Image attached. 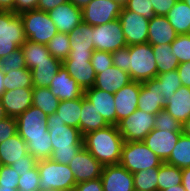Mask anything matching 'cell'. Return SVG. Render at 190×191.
Segmentation results:
<instances>
[{"mask_svg": "<svg viewBox=\"0 0 190 191\" xmlns=\"http://www.w3.org/2000/svg\"><path fill=\"white\" fill-rule=\"evenodd\" d=\"M17 134V122L15 117L0 120V143Z\"/></svg>", "mask_w": 190, "mask_h": 191, "instance_id": "681fc988", "label": "cell"}, {"mask_svg": "<svg viewBox=\"0 0 190 191\" xmlns=\"http://www.w3.org/2000/svg\"><path fill=\"white\" fill-rule=\"evenodd\" d=\"M0 10L15 12V0H0Z\"/></svg>", "mask_w": 190, "mask_h": 191, "instance_id": "94428289", "label": "cell"}, {"mask_svg": "<svg viewBox=\"0 0 190 191\" xmlns=\"http://www.w3.org/2000/svg\"><path fill=\"white\" fill-rule=\"evenodd\" d=\"M100 178L103 191H135L133 174L120 164L104 165Z\"/></svg>", "mask_w": 190, "mask_h": 191, "instance_id": "5bb4252c", "label": "cell"}, {"mask_svg": "<svg viewBox=\"0 0 190 191\" xmlns=\"http://www.w3.org/2000/svg\"><path fill=\"white\" fill-rule=\"evenodd\" d=\"M121 22L127 46L147 43L149 20L125 7L118 17Z\"/></svg>", "mask_w": 190, "mask_h": 191, "instance_id": "8fae6325", "label": "cell"}, {"mask_svg": "<svg viewBox=\"0 0 190 191\" xmlns=\"http://www.w3.org/2000/svg\"><path fill=\"white\" fill-rule=\"evenodd\" d=\"M172 54L176 56L179 63L190 61V35H177L176 39L171 43Z\"/></svg>", "mask_w": 190, "mask_h": 191, "instance_id": "7bdbcfd3", "label": "cell"}, {"mask_svg": "<svg viewBox=\"0 0 190 191\" xmlns=\"http://www.w3.org/2000/svg\"><path fill=\"white\" fill-rule=\"evenodd\" d=\"M69 0H39L37 4V10L49 12L56 8L60 4L68 2Z\"/></svg>", "mask_w": 190, "mask_h": 191, "instance_id": "6f0895ef", "label": "cell"}, {"mask_svg": "<svg viewBox=\"0 0 190 191\" xmlns=\"http://www.w3.org/2000/svg\"><path fill=\"white\" fill-rule=\"evenodd\" d=\"M92 41L95 50L110 53L127 46L119 19L103 25L93 26Z\"/></svg>", "mask_w": 190, "mask_h": 191, "instance_id": "9c48e42d", "label": "cell"}, {"mask_svg": "<svg viewBox=\"0 0 190 191\" xmlns=\"http://www.w3.org/2000/svg\"><path fill=\"white\" fill-rule=\"evenodd\" d=\"M71 51L87 53L94 52L93 26L81 23L68 33Z\"/></svg>", "mask_w": 190, "mask_h": 191, "instance_id": "83f0119b", "label": "cell"}, {"mask_svg": "<svg viewBox=\"0 0 190 191\" xmlns=\"http://www.w3.org/2000/svg\"><path fill=\"white\" fill-rule=\"evenodd\" d=\"M40 175L37 165L19 177L17 191H40Z\"/></svg>", "mask_w": 190, "mask_h": 191, "instance_id": "f6af8a7d", "label": "cell"}, {"mask_svg": "<svg viewBox=\"0 0 190 191\" xmlns=\"http://www.w3.org/2000/svg\"><path fill=\"white\" fill-rule=\"evenodd\" d=\"M22 138L26 142L28 153L35 157L37 160L51 158L53 147L49 131H47V136Z\"/></svg>", "mask_w": 190, "mask_h": 191, "instance_id": "e575fe53", "label": "cell"}, {"mask_svg": "<svg viewBox=\"0 0 190 191\" xmlns=\"http://www.w3.org/2000/svg\"><path fill=\"white\" fill-rule=\"evenodd\" d=\"M39 0H15V13L20 14L25 11L37 9Z\"/></svg>", "mask_w": 190, "mask_h": 191, "instance_id": "9f6ffc18", "label": "cell"}, {"mask_svg": "<svg viewBox=\"0 0 190 191\" xmlns=\"http://www.w3.org/2000/svg\"><path fill=\"white\" fill-rule=\"evenodd\" d=\"M164 109L183 124L190 116V88L179 87L175 94L169 98Z\"/></svg>", "mask_w": 190, "mask_h": 191, "instance_id": "4316f807", "label": "cell"}, {"mask_svg": "<svg viewBox=\"0 0 190 191\" xmlns=\"http://www.w3.org/2000/svg\"><path fill=\"white\" fill-rule=\"evenodd\" d=\"M75 7L83 9L88 5L92 0H69Z\"/></svg>", "mask_w": 190, "mask_h": 191, "instance_id": "be15d7a7", "label": "cell"}, {"mask_svg": "<svg viewBox=\"0 0 190 191\" xmlns=\"http://www.w3.org/2000/svg\"><path fill=\"white\" fill-rule=\"evenodd\" d=\"M131 81L128 72L112 65L108 69L103 70V72L96 74L93 87L109 93H116Z\"/></svg>", "mask_w": 190, "mask_h": 191, "instance_id": "603a6c76", "label": "cell"}, {"mask_svg": "<svg viewBox=\"0 0 190 191\" xmlns=\"http://www.w3.org/2000/svg\"><path fill=\"white\" fill-rule=\"evenodd\" d=\"M127 72L132 81L141 83L158 75L151 44L127 46Z\"/></svg>", "mask_w": 190, "mask_h": 191, "instance_id": "277c9868", "label": "cell"}, {"mask_svg": "<svg viewBox=\"0 0 190 191\" xmlns=\"http://www.w3.org/2000/svg\"><path fill=\"white\" fill-rule=\"evenodd\" d=\"M182 185L186 191H190V167L182 168Z\"/></svg>", "mask_w": 190, "mask_h": 191, "instance_id": "91938a15", "label": "cell"}, {"mask_svg": "<svg viewBox=\"0 0 190 191\" xmlns=\"http://www.w3.org/2000/svg\"><path fill=\"white\" fill-rule=\"evenodd\" d=\"M154 128L159 130H169L171 132H182V124L177 121L171 114L165 109H162L155 115Z\"/></svg>", "mask_w": 190, "mask_h": 191, "instance_id": "ee69618b", "label": "cell"}, {"mask_svg": "<svg viewBox=\"0 0 190 191\" xmlns=\"http://www.w3.org/2000/svg\"><path fill=\"white\" fill-rule=\"evenodd\" d=\"M124 142L116 125H108L83 136V147L103 166L119 164Z\"/></svg>", "mask_w": 190, "mask_h": 191, "instance_id": "7a4b0ae2", "label": "cell"}, {"mask_svg": "<svg viewBox=\"0 0 190 191\" xmlns=\"http://www.w3.org/2000/svg\"><path fill=\"white\" fill-rule=\"evenodd\" d=\"M177 0H151L155 15L166 16Z\"/></svg>", "mask_w": 190, "mask_h": 191, "instance_id": "816d5d0a", "label": "cell"}, {"mask_svg": "<svg viewBox=\"0 0 190 191\" xmlns=\"http://www.w3.org/2000/svg\"><path fill=\"white\" fill-rule=\"evenodd\" d=\"M19 177L11 166L2 165L0 167V189L17 190Z\"/></svg>", "mask_w": 190, "mask_h": 191, "instance_id": "bcb514c9", "label": "cell"}, {"mask_svg": "<svg viewBox=\"0 0 190 191\" xmlns=\"http://www.w3.org/2000/svg\"><path fill=\"white\" fill-rule=\"evenodd\" d=\"M156 78L160 81V91L164 94L165 104L169 98L175 94V91L182 86L177 69L158 74Z\"/></svg>", "mask_w": 190, "mask_h": 191, "instance_id": "60d3db41", "label": "cell"}, {"mask_svg": "<svg viewBox=\"0 0 190 191\" xmlns=\"http://www.w3.org/2000/svg\"><path fill=\"white\" fill-rule=\"evenodd\" d=\"M4 75H5L4 72L0 68V97L5 92V87H4V84H3Z\"/></svg>", "mask_w": 190, "mask_h": 191, "instance_id": "e7e4bbea", "label": "cell"}, {"mask_svg": "<svg viewBox=\"0 0 190 191\" xmlns=\"http://www.w3.org/2000/svg\"><path fill=\"white\" fill-rule=\"evenodd\" d=\"M182 134L187 137H190V116L182 124Z\"/></svg>", "mask_w": 190, "mask_h": 191, "instance_id": "6125c7cd", "label": "cell"}, {"mask_svg": "<svg viewBox=\"0 0 190 191\" xmlns=\"http://www.w3.org/2000/svg\"><path fill=\"white\" fill-rule=\"evenodd\" d=\"M61 66L62 61L54 57H48V61L38 63L31 70L33 87H49Z\"/></svg>", "mask_w": 190, "mask_h": 191, "instance_id": "f1b7e54d", "label": "cell"}, {"mask_svg": "<svg viewBox=\"0 0 190 191\" xmlns=\"http://www.w3.org/2000/svg\"><path fill=\"white\" fill-rule=\"evenodd\" d=\"M21 48L29 70L36 67L38 63L48 61V57H53L45 44H38L26 40Z\"/></svg>", "mask_w": 190, "mask_h": 191, "instance_id": "836d02e7", "label": "cell"}, {"mask_svg": "<svg viewBox=\"0 0 190 191\" xmlns=\"http://www.w3.org/2000/svg\"><path fill=\"white\" fill-rule=\"evenodd\" d=\"M115 2H118L122 7H124L129 0H114Z\"/></svg>", "mask_w": 190, "mask_h": 191, "instance_id": "a7ac6f4b", "label": "cell"}, {"mask_svg": "<svg viewBox=\"0 0 190 191\" xmlns=\"http://www.w3.org/2000/svg\"><path fill=\"white\" fill-rule=\"evenodd\" d=\"M46 46L54 58L65 60L71 51L68 33L58 32Z\"/></svg>", "mask_w": 190, "mask_h": 191, "instance_id": "ab89813d", "label": "cell"}, {"mask_svg": "<svg viewBox=\"0 0 190 191\" xmlns=\"http://www.w3.org/2000/svg\"><path fill=\"white\" fill-rule=\"evenodd\" d=\"M20 17L25 37L31 42L46 45L58 33L48 12L34 9L20 13Z\"/></svg>", "mask_w": 190, "mask_h": 191, "instance_id": "8992f818", "label": "cell"}, {"mask_svg": "<svg viewBox=\"0 0 190 191\" xmlns=\"http://www.w3.org/2000/svg\"><path fill=\"white\" fill-rule=\"evenodd\" d=\"M93 52L81 53L70 51L69 56L62 61V65L74 78L78 85L83 89H89L94 86L96 74L91 64Z\"/></svg>", "mask_w": 190, "mask_h": 191, "instance_id": "ba28073f", "label": "cell"}, {"mask_svg": "<svg viewBox=\"0 0 190 191\" xmlns=\"http://www.w3.org/2000/svg\"><path fill=\"white\" fill-rule=\"evenodd\" d=\"M25 67H27V65L21 47L0 58V68L4 74L11 70L23 69Z\"/></svg>", "mask_w": 190, "mask_h": 191, "instance_id": "b9f144b4", "label": "cell"}, {"mask_svg": "<svg viewBox=\"0 0 190 191\" xmlns=\"http://www.w3.org/2000/svg\"><path fill=\"white\" fill-rule=\"evenodd\" d=\"M158 191L182 184V169L163 162L158 168Z\"/></svg>", "mask_w": 190, "mask_h": 191, "instance_id": "8d00e7d4", "label": "cell"}, {"mask_svg": "<svg viewBox=\"0 0 190 191\" xmlns=\"http://www.w3.org/2000/svg\"><path fill=\"white\" fill-rule=\"evenodd\" d=\"M84 97L94 105L95 110L101 114L109 125H117L114 93L92 87L84 90Z\"/></svg>", "mask_w": 190, "mask_h": 191, "instance_id": "ffe728a7", "label": "cell"}, {"mask_svg": "<svg viewBox=\"0 0 190 191\" xmlns=\"http://www.w3.org/2000/svg\"><path fill=\"white\" fill-rule=\"evenodd\" d=\"M74 191H103L101 178L77 183Z\"/></svg>", "mask_w": 190, "mask_h": 191, "instance_id": "db71d44e", "label": "cell"}, {"mask_svg": "<svg viewBox=\"0 0 190 191\" xmlns=\"http://www.w3.org/2000/svg\"><path fill=\"white\" fill-rule=\"evenodd\" d=\"M76 183L100 178L103 165L84 147L76 154L69 163Z\"/></svg>", "mask_w": 190, "mask_h": 191, "instance_id": "7c38bea8", "label": "cell"}, {"mask_svg": "<svg viewBox=\"0 0 190 191\" xmlns=\"http://www.w3.org/2000/svg\"><path fill=\"white\" fill-rule=\"evenodd\" d=\"M165 163L181 169L190 167V137L183 134L179 137L170 157Z\"/></svg>", "mask_w": 190, "mask_h": 191, "instance_id": "d590c367", "label": "cell"}, {"mask_svg": "<svg viewBox=\"0 0 190 191\" xmlns=\"http://www.w3.org/2000/svg\"><path fill=\"white\" fill-rule=\"evenodd\" d=\"M40 191H74L77 185L69 165L52 159L37 160Z\"/></svg>", "mask_w": 190, "mask_h": 191, "instance_id": "3957f363", "label": "cell"}, {"mask_svg": "<svg viewBox=\"0 0 190 191\" xmlns=\"http://www.w3.org/2000/svg\"><path fill=\"white\" fill-rule=\"evenodd\" d=\"M158 168H150L133 174L136 191H158Z\"/></svg>", "mask_w": 190, "mask_h": 191, "instance_id": "f35d334b", "label": "cell"}, {"mask_svg": "<svg viewBox=\"0 0 190 191\" xmlns=\"http://www.w3.org/2000/svg\"><path fill=\"white\" fill-rule=\"evenodd\" d=\"M47 117L40 108L30 106L16 118L17 133L21 137L47 136Z\"/></svg>", "mask_w": 190, "mask_h": 191, "instance_id": "4fadbf2b", "label": "cell"}, {"mask_svg": "<svg viewBox=\"0 0 190 191\" xmlns=\"http://www.w3.org/2000/svg\"><path fill=\"white\" fill-rule=\"evenodd\" d=\"M165 17L178 35L190 33V7L183 0H177Z\"/></svg>", "mask_w": 190, "mask_h": 191, "instance_id": "f546056e", "label": "cell"}, {"mask_svg": "<svg viewBox=\"0 0 190 191\" xmlns=\"http://www.w3.org/2000/svg\"><path fill=\"white\" fill-rule=\"evenodd\" d=\"M164 107V94L160 91V81L155 77L141 83L137 109L156 115Z\"/></svg>", "mask_w": 190, "mask_h": 191, "instance_id": "2e32d148", "label": "cell"}, {"mask_svg": "<svg viewBox=\"0 0 190 191\" xmlns=\"http://www.w3.org/2000/svg\"><path fill=\"white\" fill-rule=\"evenodd\" d=\"M0 39L12 40L19 47L27 40L20 14L13 11L0 12Z\"/></svg>", "mask_w": 190, "mask_h": 191, "instance_id": "7402d4cb", "label": "cell"}, {"mask_svg": "<svg viewBox=\"0 0 190 191\" xmlns=\"http://www.w3.org/2000/svg\"><path fill=\"white\" fill-rule=\"evenodd\" d=\"M58 32L69 33L83 22L82 9L70 1L60 4L48 12Z\"/></svg>", "mask_w": 190, "mask_h": 191, "instance_id": "e0dca14e", "label": "cell"}, {"mask_svg": "<svg viewBox=\"0 0 190 191\" xmlns=\"http://www.w3.org/2000/svg\"><path fill=\"white\" fill-rule=\"evenodd\" d=\"M125 142L143 141L154 129L155 114L137 109L116 125Z\"/></svg>", "mask_w": 190, "mask_h": 191, "instance_id": "52a82bcc", "label": "cell"}, {"mask_svg": "<svg viewBox=\"0 0 190 191\" xmlns=\"http://www.w3.org/2000/svg\"><path fill=\"white\" fill-rule=\"evenodd\" d=\"M163 191H186V190L184 189V186L182 184H179V185H176L172 188H168V189L163 190Z\"/></svg>", "mask_w": 190, "mask_h": 191, "instance_id": "03108f58", "label": "cell"}, {"mask_svg": "<svg viewBox=\"0 0 190 191\" xmlns=\"http://www.w3.org/2000/svg\"><path fill=\"white\" fill-rule=\"evenodd\" d=\"M163 163L143 141L124 142L119 164L134 174L150 168H159Z\"/></svg>", "mask_w": 190, "mask_h": 191, "instance_id": "5b68a950", "label": "cell"}, {"mask_svg": "<svg viewBox=\"0 0 190 191\" xmlns=\"http://www.w3.org/2000/svg\"><path fill=\"white\" fill-rule=\"evenodd\" d=\"M141 82L131 81L114 93L117 124L137 110Z\"/></svg>", "mask_w": 190, "mask_h": 191, "instance_id": "ac0fdd59", "label": "cell"}, {"mask_svg": "<svg viewBox=\"0 0 190 191\" xmlns=\"http://www.w3.org/2000/svg\"><path fill=\"white\" fill-rule=\"evenodd\" d=\"M27 154L26 142L18 133L0 143V161L2 165L11 166L19 160H25Z\"/></svg>", "mask_w": 190, "mask_h": 191, "instance_id": "d4e9b609", "label": "cell"}, {"mask_svg": "<svg viewBox=\"0 0 190 191\" xmlns=\"http://www.w3.org/2000/svg\"><path fill=\"white\" fill-rule=\"evenodd\" d=\"M182 132H171L169 130L152 129L144 138L143 142L154 152L163 162L171 155Z\"/></svg>", "mask_w": 190, "mask_h": 191, "instance_id": "9a60e30c", "label": "cell"}, {"mask_svg": "<svg viewBox=\"0 0 190 191\" xmlns=\"http://www.w3.org/2000/svg\"><path fill=\"white\" fill-rule=\"evenodd\" d=\"M177 33L165 16L155 15L149 20V32L147 42L154 45L171 44L177 37Z\"/></svg>", "mask_w": 190, "mask_h": 191, "instance_id": "cb8c5ba5", "label": "cell"}, {"mask_svg": "<svg viewBox=\"0 0 190 191\" xmlns=\"http://www.w3.org/2000/svg\"><path fill=\"white\" fill-rule=\"evenodd\" d=\"M182 86L190 88V61L180 63L177 68Z\"/></svg>", "mask_w": 190, "mask_h": 191, "instance_id": "11a10c76", "label": "cell"}, {"mask_svg": "<svg viewBox=\"0 0 190 191\" xmlns=\"http://www.w3.org/2000/svg\"><path fill=\"white\" fill-rule=\"evenodd\" d=\"M113 65L127 72V46L112 53Z\"/></svg>", "mask_w": 190, "mask_h": 191, "instance_id": "f5cc1de1", "label": "cell"}, {"mask_svg": "<svg viewBox=\"0 0 190 191\" xmlns=\"http://www.w3.org/2000/svg\"><path fill=\"white\" fill-rule=\"evenodd\" d=\"M0 191H17V190H6V189H0Z\"/></svg>", "mask_w": 190, "mask_h": 191, "instance_id": "2644e50d", "label": "cell"}, {"mask_svg": "<svg viewBox=\"0 0 190 191\" xmlns=\"http://www.w3.org/2000/svg\"><path fill=\"white\" fill-rule=\"evenodd\" d=\"M17 48H19V46L12 42V40L0 39V58L10 54Z\"/></svg>", "mask_w": 190, "mask_h": 191, "instance_id": "680465c9", "label": "cell"}, {"mask_svg": "<svg viewBox=\"0 0 190 191\" xmlns=\"http://www.w3.org/2000/svg\"><path fill=\"white\" fill-rule=\"evenodd\" d=\"M156 60L158 74H163L178 68L179 60L172 54L171 44H162L152 46Z\"/></svg>", "mask_w": 190, "mask_h": 191, "instance_id": "1f68e13d", "label": "cell"}, {"mask_svg": "<svg viewBox=\"0 0 190 191\" xmlns=\"http://www.w3.org/2000/svg\"><path fill=\"white\" fill-rule=\"evenodd\" d=\"M3 84L5 91L14 90L16 88H33L32 72L27 67L11 70L5 73Z\"/></svg>", "mask_w": 190, "mask_h": 191, "instance_id": "74e56055", "label": "cell"}, {"mask_svg": "<svg viewBox=\"0 0 190 191\" xmlns=\"http://www.w3.org/2000/svg\"><path fill=\"white\" fill-rule=\"evenodd\" d=\"M46 122L53 147L50 159L57 163L69 165L83 147V136L80 130L65 125L64 121L57 118L56 113L49 115Z\"/></svg>", "mask_w": 190, "mask_h": 191, "instance_id": "6da1fadb", "label": "cell"}, {"mask_svg": "<svg viewBox=\"0 0 190 191\" xmlns=\"http://www.w3.org/2000/svg\"><path fill=\"white\" fill-rule=\"evenodd\" d=\"M107 121L97 112L94 105L84 95L81 97L79 130L84 136L87 133L107 127Z\"/></svg>", "mask_w": 190, "mask_h": 191, "instance_id": "484cf974", "label": "cell"}, {"mask_svg": "<svg viewBox=\"0 0 190 191\" xmlns=\"http://www.w3.org/2000/svg\"><path fill=\"white\" fill-rule=\"evenodd\" d=\"M81 112V97L74 100L60 101L56 110L57 118L64 121L65 125L79 129Z\"/></svg>", "mask_w": 190, "mask_h": 191, "instance_id": "d6a6232c", "label": "cell"}, {"mask_svg": "<svg viewBox=\"0 0 190 191\" xmlns=\"http://www.w3.org/2000/svg\"><path fill=\"white\" fill-rule=\"evenodd\" d=\"M91 64L95 74L103 72V70L108 69V67L113 65L112 53L94 50L91 57Z\"/></svg>", "mask_w": 190, "mask_h": 191, "instance_id": "c3c4849f", "label": "cell"}, {"mask_svg": "<svg viewBox=\"0 0 190 191\" xmlns=\"http://www.w3.org/2000/svg\"><path fill=\"white\" fill-rule=\"evenodd\" d=\"M6 117H7V114H6L5 109L0 100V120L4 119Z\"/></svg>", "mask_w": 190, "mask_h": 191, "instance_id": "003e7915", "label": "cell"}, {"mask_svg": "<svg viewBox=\"0 0 190 191\" xmlns=\"http://www.w3.org/2000/svg\"><path fill=\"white\" fill-rule=\"evenodd\" d=\"M186 4H188L189 5V7H190V0H183Z\"/></svg>", "mask_w": 190, "mask_h": 191, "instance_id": "89a4df30", "label": "cell"}, {"mask_svg": "<svg viewBox=\"0 0 190 191\" xmlns=\"http://www.w3.org/2000/svg\"><path fill=\"white\" fill-rule=\"evenodd\" d=\"M122 6L114 0H92L82 9L83 23L99 26L118 19Z\"/></svg>", "mask_w": 190, "mask_h": 191, "instance_id": "30bf717a", "label": "cell"}, {"mask_svg": "<svg viewBox=\"0 0 190 191\" xmlns=\"http://www.w3.org/2000/svg\"><path fill=\"white\" fill-rule=\"evenodd\" d=\"M50 91L60 100H74L84 95V90L62 65L50 83Z\"/></svg>", "mask_w": 190, "mask_h": 191, "instance_id": "d6986e66", "label": "cell"}, {"mask_svg": "<svg viewBox=\"0 0 190 191\" xmlns=\"http://www.w3.org/2000/svg\"><path fill=\"white\" fill-rule=\"evenodd\" d=\"M151 0H129L124 6L127 10L142 15L148 20H151L154 16V9Z\"/></svg>", "mask_w": 190, "mask_h": 191, "instance_id": "7dc6e473", "label": "cell"}, {"mask_svg": "<svg viewBox=\"0 0 190 191\" xmlns=\"http://www.w3.org/2000/svg\"><path fill=\"white\" fill-rule=\"evenodd\" d=\"M60 100L50 91L49 87L32 88V105L40 108L48 116L56 113Z\"/></svg>", "mask_w": 190, "mask_h": 191, "instance_id": "4dcf8cb0", "label": "cell"}, {"mask_svg": "<svg viewBox=\"0 0 190 191\" xmlns=\"http://www.w3.org/2000/svg\"><path fill=\"white\" fill-rule=\"evenodd\" d=\"M0 100L7 116L17 118L32 106V88L5 91Z\"/></svg>", "mask_w": 190, "mask_h": 191, "instance_id": "44dd1931", "label": "cell"}, {"mask_svg": "<svg viewBox=\"0 0 190 191\" xmlns=\"http://www.w3.org/2000/svg\"><path fill=\"white\" fill-rule=\"evenodd\" d=\"M37 164V159L33 157L31 154L25 155V160H19L11 165L12 169H14L19 176H22L23 173L32 170Z\"/></svg>", "mask_w": 190, "mask_h": 191, "instance_id": "f907efd6", "label": "cell"}]
</instances>
